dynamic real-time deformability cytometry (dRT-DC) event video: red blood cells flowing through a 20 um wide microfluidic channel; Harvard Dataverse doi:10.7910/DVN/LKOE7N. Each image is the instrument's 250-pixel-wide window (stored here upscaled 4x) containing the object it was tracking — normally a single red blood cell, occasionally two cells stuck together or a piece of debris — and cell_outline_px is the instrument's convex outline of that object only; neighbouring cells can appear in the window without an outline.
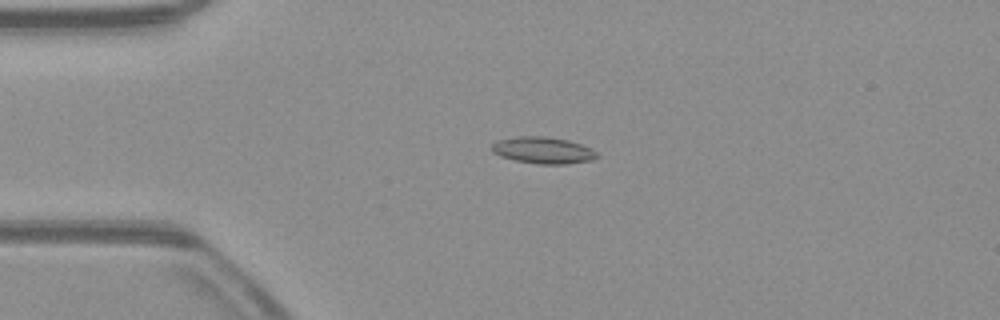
{"species": "common noctule bat (a hibernating species)", "species_latin": "Nyctalus noctula", "temperature_condition": "warm", "stored_images_in_passage": 52, "camera_frame_rate_fps": 3000, "um_per_image_px": 0.085, "animal": {"sex": "male", "body_mass_g": 23.1, "forearm_length_mm": 52.7}, "frame": {"image": 1, "passage_image": 12, "time_ms": 3.667, "image_size_px": [1000, 320], "cell_outline_px": [[600, 156], [592, 160], [568, 164], [540, 164], [516, 160], [500, 156], [492, 152], [488, 148], [496, 140], [520, 136], [544, 136], [568, 140], [592, 148]], "centroid_in_image_um": [46.15, 12.77], "position_along_channel_um": 38.9, "area_um2": 16.47}}
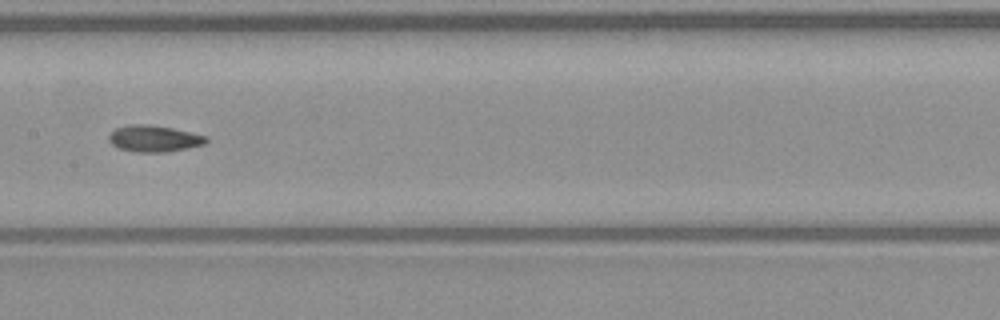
{"frame": {"image": 2, "passage_image": 26, "time_ms": 8.333, "image_size_px": [1000, 320], "cell_outline_px": [[208, 140], [204, 144], [188, 148], [164, 152], [136, 152], [120, 148], [112, 144], [108, 140], [108, 136], [116, 128], [128, 124], [148, 124], [172, 128], [208, 136]], "centroid_in_image_um": [13.09, 11.77], "position_along_channel_um": 194.3, "area_um2": 14.97}}
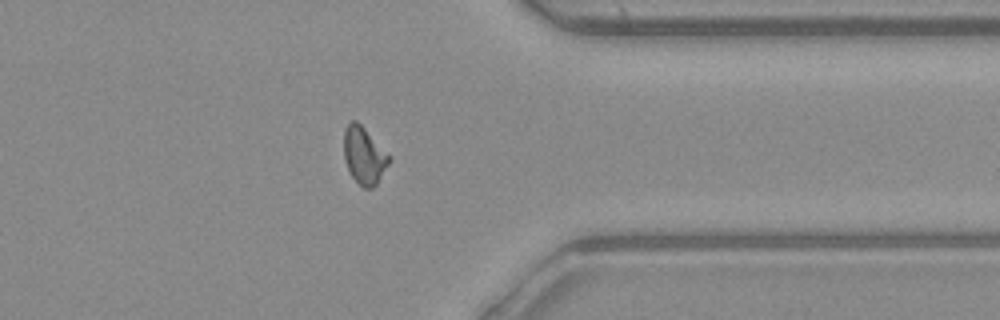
{"frame": {"image": 3, "passage_image": 41, "time_ms": 13.333, "image_size_px": [1000, 320], "cell_outline_px": [[392, 160], [376, 184], [372, 188], [364, 188], [352, 176], [344, 160], [344, 128], [348, 120], [356, 120], [392, 156]], "centroid_in_image_um": [30.96, 13.18], "position_along_channel_um": 380.4, "area_um2": 15.2}, "authors_computed_cell_mechanics": {"area_um2": 14.8546, "velocity_mm_per_s": 3.9336, "shape_relaxation_time_tau1_ms": null, "shape_relaxation_time_tau2_ms": 2.4233, "deformation_change_tau1": null, "deformation_change_tau2": 0.0795}}